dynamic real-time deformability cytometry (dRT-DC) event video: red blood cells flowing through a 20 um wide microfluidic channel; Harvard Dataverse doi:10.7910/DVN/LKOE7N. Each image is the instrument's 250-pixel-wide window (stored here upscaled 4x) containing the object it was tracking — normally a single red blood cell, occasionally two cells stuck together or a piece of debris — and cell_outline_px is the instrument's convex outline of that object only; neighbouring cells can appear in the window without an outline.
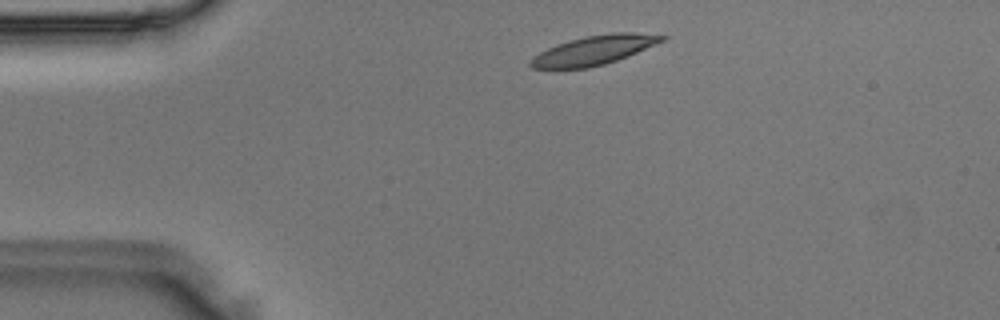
{"species": "Egyptian fruit bat (a non-hibernating species)", "species_latin": "Rousettus aegyptiacus", "temperature_condition": "room temperature", "stored_images_in_passage": 2, "camera_frame_rate_fps": 3000, "um_per_image_px": 0.085, "animal": {"sex": "male"}, "frame": {"image": 1, "passage_image": 1, "time_ms": 0.0, "image_size_px": [1000, 320], "cell_outline_px": [[668, 36], [664, 40], [628, 56], [604, 64], [588, 68], [532, 68], [528, 64], [528, 60], [540, 52], [556, 44], [568, 40], [584, 36], [612, 32], [636, 32]], "centroid_in_image_um": [50.47, 4.25], "position_along_channel_um": 34.5, "area_um2": 22.31}}